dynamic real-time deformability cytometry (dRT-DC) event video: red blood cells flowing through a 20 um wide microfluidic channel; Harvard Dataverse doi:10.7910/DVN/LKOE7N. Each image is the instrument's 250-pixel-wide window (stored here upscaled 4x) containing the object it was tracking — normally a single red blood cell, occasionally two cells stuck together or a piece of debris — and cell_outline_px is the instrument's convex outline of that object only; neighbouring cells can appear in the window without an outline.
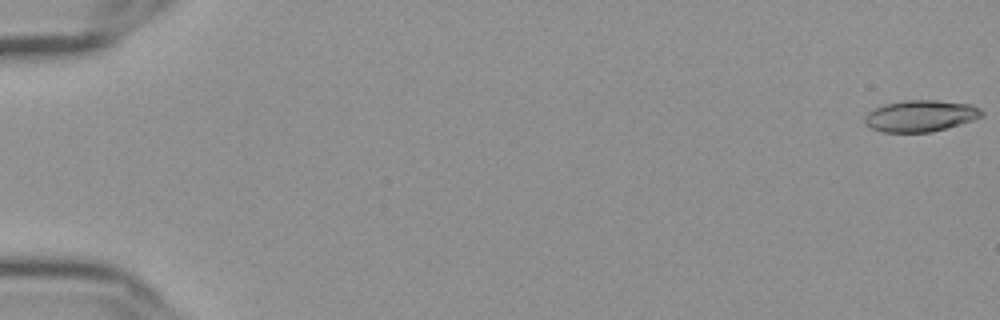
{"species": "Egyptian fruit bat (a non-hibernating species)", "species_latin": "Rousettus aegyptiacus", "temperature_condition": "cold", "stored_images_in_passage": 57, "camera_frame_rate_fps": 3000, "um_per_image_px": 0.085, "frame": {"image": 1, "passage_image": 1, "time_ms": 0.0, "image_size_px": [1000, 320], "cell_outline_px": [[984, 116], [960, 124], [932, 132], [884, 132], [872, 128], [864, 124], [864, 116], [868, 112], [884, 104], [904, 100], [936, 100], [972, 104], [980, 108], [984, 112]], "centroid_in_image_um": [78.26, 9.84], "position_along_channel_um": 6.7, "area_um2": 21.56}}
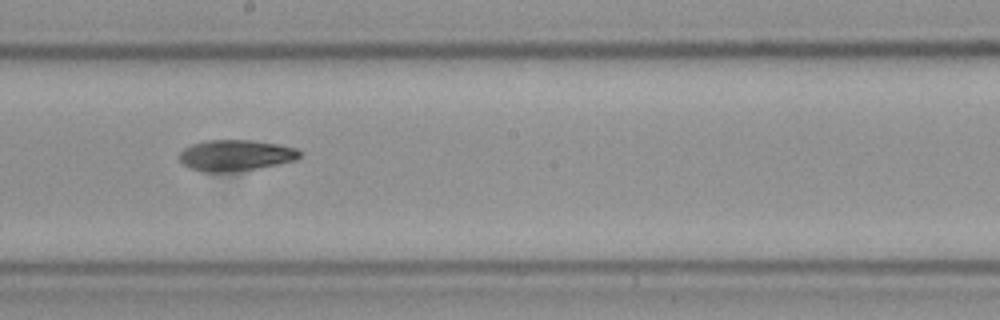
{"frame": {"image": 2, "passage_image": 33, "time_ms": 10.667, "image_size_px": [1000, 320], "cell_outline_px": [[304, 152], [296, 160], [256, 168], [224, 172], [204, 172], [192, 168], [184, 164], [180, 160], [180, 152], [184, 148], [192, 144], [204, 140], [252, 140], [280, 144], [296, 148]], "centroid_in_image_um": [20.06, 13.18], "position_along_channel_um": 228.1, "area_um2": 21.68}}
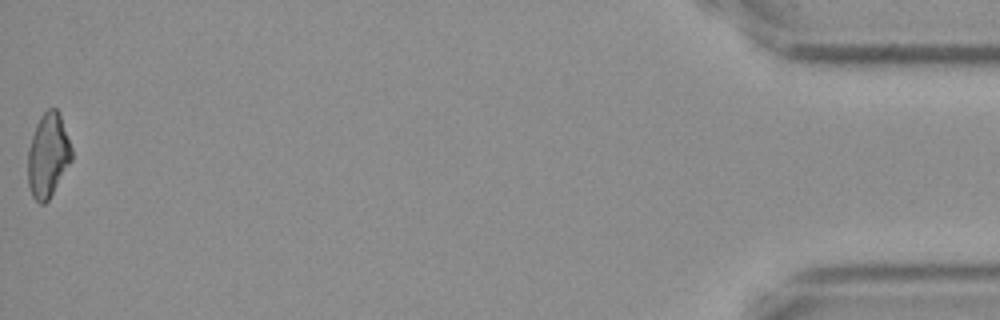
{"frame": {"image": 3, "passage_image": 57, "time_ms": 18.667, "image_size_px": [1000, 320], "cell_outline_px": [[72, 160], [48, 200], [44, 204], [40, 204], [32, 196], [28, 184], [28, 148], [36, 124], [40, 116], [48, 108], [56, 108], [60, 112], [72, 148]], "centroid_in_image_um": [4.09, 13.18], "position_along_channel_um": 431.1, "area_um2": 21.5}, "authors_computed_cell_mechanics": {"area_um2": 21.7328, "velocity_mm_per_s": 3.6604, "shape_relaxation_time_tau1_ms": null, "shape_relaxation_time_tau2_ms": 7.9347, "deformation_change_tau1": null, "deformation_change_tau2": 0.1498}}